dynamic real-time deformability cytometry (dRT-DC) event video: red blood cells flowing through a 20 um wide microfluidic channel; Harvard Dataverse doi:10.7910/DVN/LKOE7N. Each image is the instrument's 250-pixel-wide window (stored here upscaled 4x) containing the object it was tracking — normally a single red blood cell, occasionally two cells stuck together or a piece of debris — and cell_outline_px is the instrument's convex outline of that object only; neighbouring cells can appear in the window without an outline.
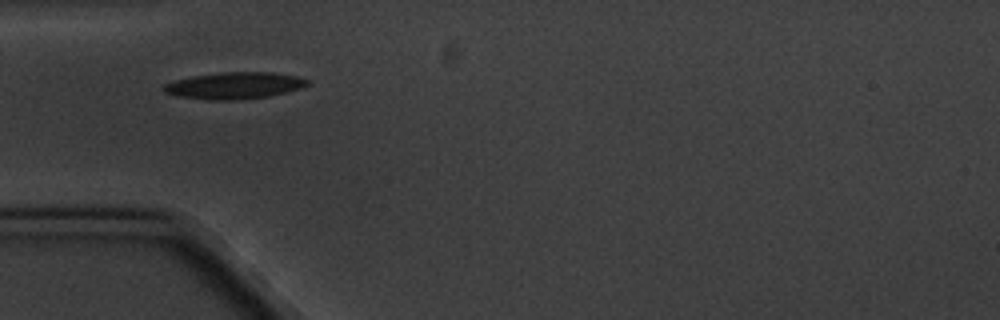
{"species": "common noctule bat (a hibernating species)", "species_latin": "Nyctalus noctula", "temperature_condition": "cold", "stored_images_in_passage": 5, "camera_frame_rate_fps": 3000, "um_per_image_px": 0.085, "animal": {"sex": "male", "body_mass_g": 20.1, "forearm_length_mm": 53.5}, "frame": {"image": 1, "passage_image": 1, "time_ms": 0.0, "image_size_px": [1000, 320], "cell_outline_px": [[308, 84], [300, 88], [288, 92], [268, 96], [236, 100], [208, 100], [176, 96], [164, 92], [160, 88], [164, 84], [172, 80], [192, 76], [220, 72], [272, 72], [296, 76], [308, 80]], "centroid_in_image_um": [19.85, 7.27], "position_along_channel_um": 65.1, "area_um2": 22.54}}